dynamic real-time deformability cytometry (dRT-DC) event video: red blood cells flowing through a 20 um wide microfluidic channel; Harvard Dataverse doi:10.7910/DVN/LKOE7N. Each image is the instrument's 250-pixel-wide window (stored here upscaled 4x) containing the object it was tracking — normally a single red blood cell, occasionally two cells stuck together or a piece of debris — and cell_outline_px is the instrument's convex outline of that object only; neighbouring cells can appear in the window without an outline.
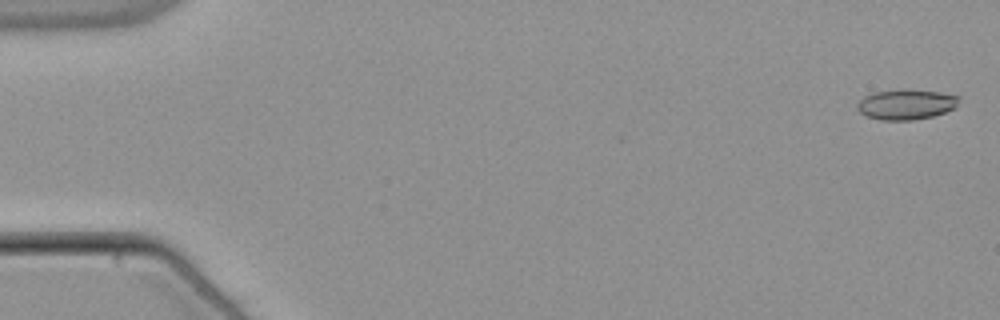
{"species": "common noctule bat (a hibernating species)", "species_latin": "Nyctalus noctula", "temperature_condition": "warm", "stored_images_in_passage": 55, "camera_frame_rate_fps": 3000, "um_per_image_px": 0.085, "animal": {"sex": "male", "body_mass_g": 21.5, "forearm_length_mm": 52.0}, "frame": {"image": 1, "passage_image": 2, "time_ms": 0.333, "image_size_px": [1000, 320], "cell_outline_px": [[960, 100], [956, 108], [932, 116], [912, 120], [880, 120], [864, 116], [856, 108], [856, 104], [864, 96], [872, 92], [936, 92], [960, 96]], "centroid_in_image_um": [77.0, 8.93], "position_along_channel_um": 8.0, "area_um2": 17.28}}
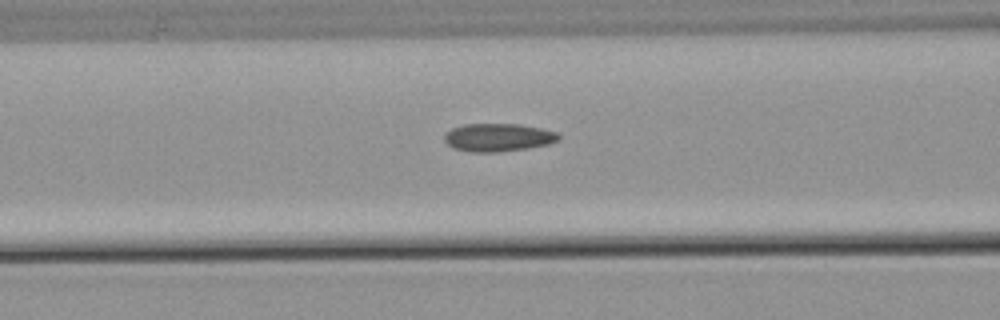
{"frame": {"image": 2, "passage_image": 23, "time_ms": 7.333, "image_size_px": [1000, 320], "cell_outline_px": [[560, 140], [548, 144], [528, 148], [496, 152], [472, 152], [452, 148], [444, 140], [444, 136], [452, 128], [464, 124], [520, 124], [540, 128], [556, 132], [560, 136]], "centroid_in_image_um": [42.34, 11.68], "position_along_channel_um": 124.3, "area_um2": 18.61}}
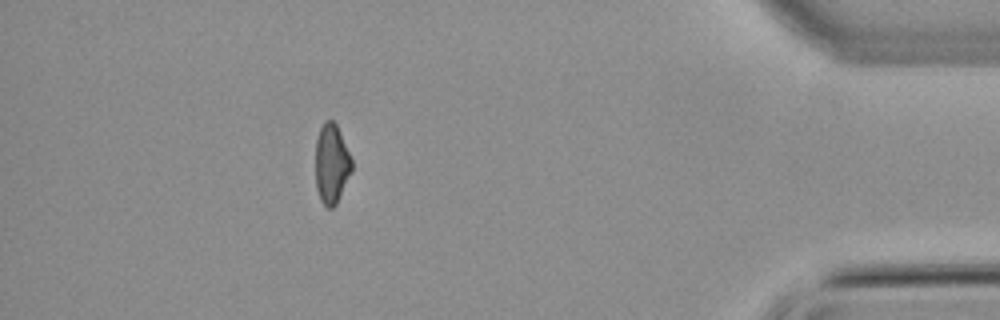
{"frame": {"image": 3, "passage_image": 49, "time_ms": 16.0, "image_size_px": [1000, 320], "cell_outline_px": [[352, 172], [336, 204], [332, 208], [328, 208], [320, 200], [316, 188], [316, 140], [320, 128], [324, 120], [332, 120], [336, 124], [352, 160]], "centroid_in_image_um": [28.18, 13.94], "position_along_channel_um": 407.0, "area_um2": 16.76}, "authors_computed_cell_mechanics": {"area_um2": 17.8602, "velocity_mm_per_s": 3.8439, "shape_relaxation_time_tau1_ms": null, "shape_relaxation_time_tau2_ms": 3.4741, "deformation_change_tau1": null, "deformation_change_tau2": 0.1035}}